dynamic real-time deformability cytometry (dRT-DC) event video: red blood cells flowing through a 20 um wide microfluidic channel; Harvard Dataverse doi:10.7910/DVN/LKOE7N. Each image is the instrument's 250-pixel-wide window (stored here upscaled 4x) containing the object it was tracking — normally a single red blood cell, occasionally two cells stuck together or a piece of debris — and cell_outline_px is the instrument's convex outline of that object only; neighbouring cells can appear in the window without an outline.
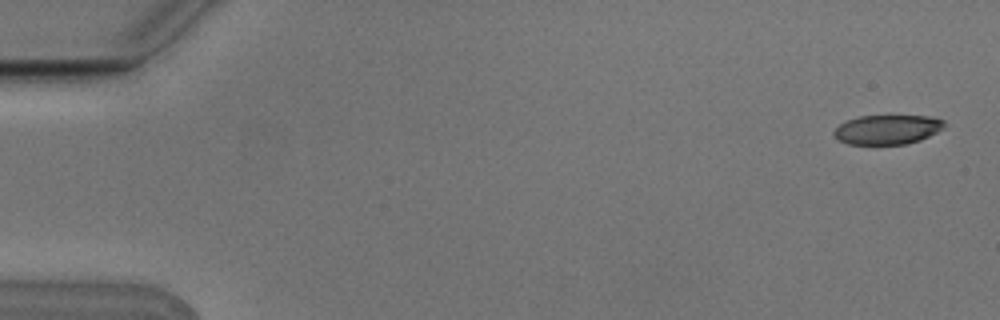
{"species": "Egyptian fruit bat (a non-hibernating species)", "species_latin": "Rousettus aegyptiacus", "temperature_condition": "cold", "stored_images_in_passage": 5, "camera_frame_rate_fps": 3000, "um_per_image_px": 0.085, "animal": {"sex": "male"}, "frame": {"image": 1, "passage_image": 1, "time_ms": 0.0, "image_size_px": [1000, 320], "cell_outline_px": [[948, 124], [944, 128], [920, 140], [904, 144], [848, 144], [840, 140], [832, 132], [840, 124], [848, 120], [860, 116], [928, 116], [944, 120]], "centroid_in_image_um": [75.46, 11.01], "position_along_channel_um": 9.5, "area_um2": 18.79}}
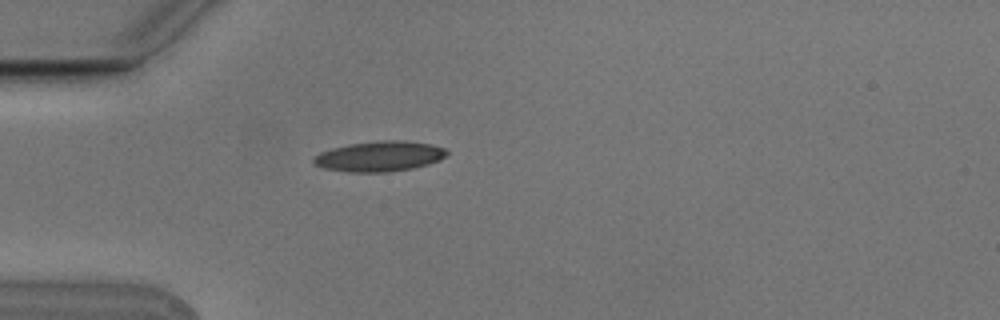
{"frame": {"image": 2, "passage_image": 5, "time_ms": 1.333, "image_size_px": [1000, 320], "cell_outline_px": [[448, 152], [440, 160], [428, 164], [412, 168], [384, 172], [352, 172], [324, 168], [312, 164], [312, 156], [320, 152], [332, 148], [348, 144], [380, 140], [404, 140], [432, 144], [444, 148]], "centroid_in_image_um": [32.22, 13.27], "position_along_channel_um": 52.8, "area_um2": 23.58}}